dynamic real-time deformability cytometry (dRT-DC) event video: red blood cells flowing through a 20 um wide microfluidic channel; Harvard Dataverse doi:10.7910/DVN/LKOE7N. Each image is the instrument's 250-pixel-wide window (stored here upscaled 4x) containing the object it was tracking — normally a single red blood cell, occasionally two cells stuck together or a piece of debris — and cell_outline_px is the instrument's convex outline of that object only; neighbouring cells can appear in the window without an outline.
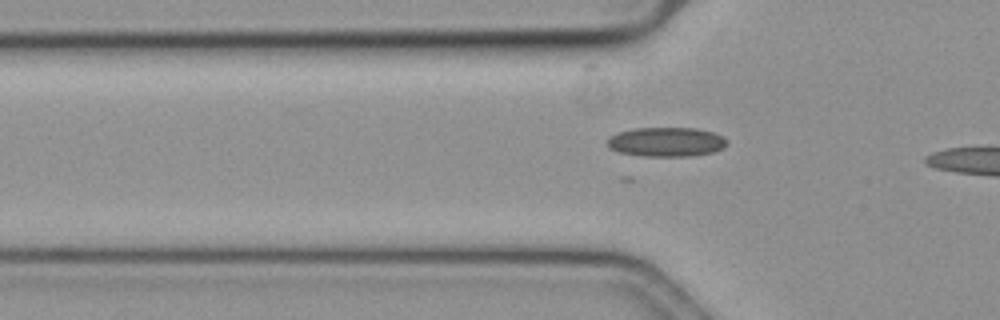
{"species": "common noctule bat (a hibernating species)", "species_latin": "Nyctalus noctula", "temperature_condition": "cold", "stored_images_in_passage": 6, "camera_frame_rate_fps": 3000, "um_per_image_px": 0.085, "animal": {"sex": "female", "body_mass_g": 19.3, "forearm_length_mm": 54.1}, "frame": {"image": 1, "passage_image": 4, "time_ms": 1.0, "image_size_px": [1000, 320], "cell_outline_px": [[728, 144], [724, 148], [712, 152], [688, 156], [644, 156], [620, 152], [612, 148], [608, 144], [608, 140], [616, 132], [632, 128], [696, 128], [712, 132], [724, 136], [728, 140]], "centroid_in_image_um": [56.69, 12.05], "position_along_channel_um": 69.1, "area_um2": 20.4}}